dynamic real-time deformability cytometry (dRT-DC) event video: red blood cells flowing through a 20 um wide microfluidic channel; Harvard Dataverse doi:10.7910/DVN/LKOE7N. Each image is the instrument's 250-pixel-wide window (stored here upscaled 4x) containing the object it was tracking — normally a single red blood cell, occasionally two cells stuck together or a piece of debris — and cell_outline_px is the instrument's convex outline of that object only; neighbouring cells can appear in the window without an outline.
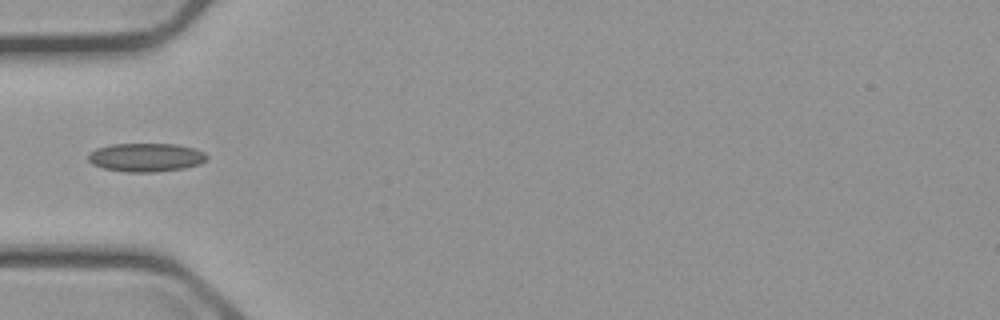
{"species": "common noctule bat (a hibernating species)", "species_latin": "Nyctalus noctula", "temperature_condition": "cold", "stored_images_in_passage": 7, "camera_frame_rate_fps": 3000, "um_per_image_px": 0.085, "animal": {"sex": "male", "body_mass_g": 23.1, "forearm_length_mm": 52.7}, "frame": {"image": 1, "passage_image": 4, "time_ms": 5.0, "image_size_px": [1000, 320], "cell_outline_px": [[208, 160], [200, 164], [184, 168], [152, 172], [128, 172], [104, 168], [92, 164], [88, 160], [88, 156], [96, 148], [112, 144], [176, 144], [196, 148], [204, 152], [208, 156]], "centroid_in_image_um": [12.45, 13.37], "position_along_channel_um": 72.5, "area_um2": 19.77}}
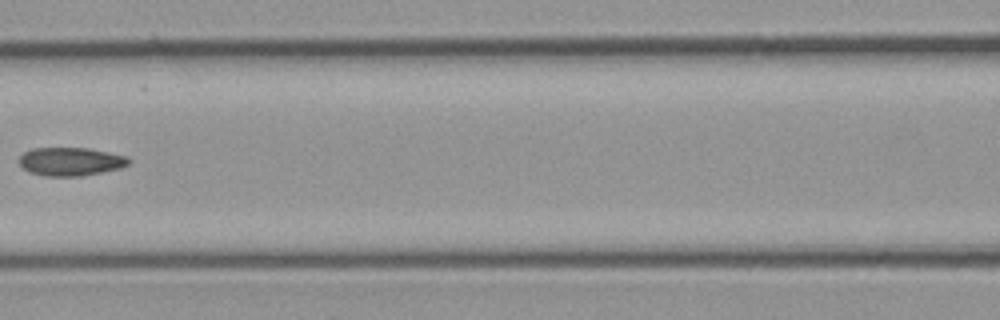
{"frame": {"image": 2, "passage_image": 6, "time_ms": 7.333, "image_size_px": [1000, 320], "cell_outline_px": [[132, 160], [128, 164], [120, 168], [80, 176], [44, 176], [32, 172], [24, 168], [20, 164], [20, 156], [24, 152], [32, 148], [88, 148], [128, 156]], "centroid_in_image_um": [6.03, 13.72], "position_along_channel_um": 160.6, "area_um2": 17.98}}
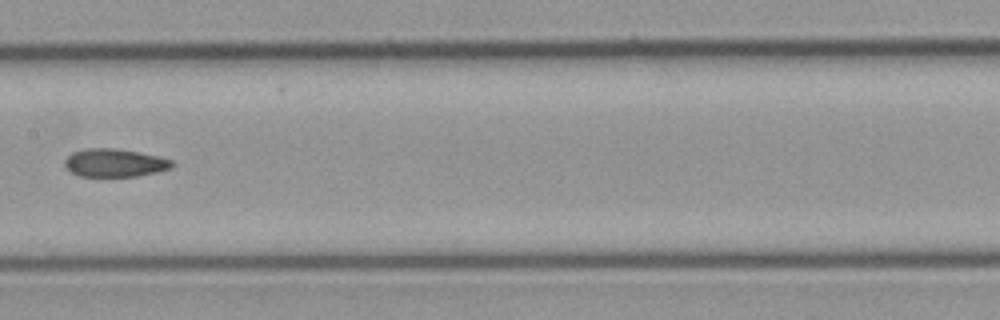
{"frame": {"image": 3, "passage_image": 7, "time_ms": 8.333, "image_size_px": [1000, 320], "cell_outline_px": [[172, 164], [168, 168], [156, 172], [136, 176], [80, 176], [64, 168], [64, 160], [72, 152], [84, 148], [112, 148], [160, 156], [172, 160]], "centroid_in_image_um": [9.68, 13.83], "position_along_channel_um": 197.7, "area_um2": 17.4}}